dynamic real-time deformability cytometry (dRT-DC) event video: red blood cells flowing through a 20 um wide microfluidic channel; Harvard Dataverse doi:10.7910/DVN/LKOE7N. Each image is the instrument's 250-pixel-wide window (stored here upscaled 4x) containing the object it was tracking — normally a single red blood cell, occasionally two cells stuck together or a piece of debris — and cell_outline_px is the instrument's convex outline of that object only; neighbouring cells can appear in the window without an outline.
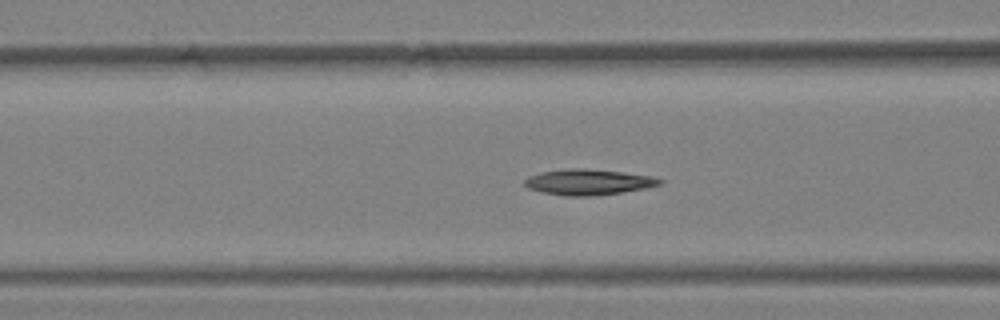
{"species": "Egyptian fruit bat (a non-hibernating species)", "species_latin": "Rousettus aegyptiacus", "temperature_condition": "warm", "stored_images_in_passage": 46, "camera_frame_rate_fps": 3000, "um_per_image_px": 0.085, "animal": {"sex": "female"}, "frame": {"image": 1, "passage_image": 10, "time_ms": 3.0, "image_size_px": [1000, 320], "cell_outline_px": [[664, 180], [660, 184], [644, 188], [620, 192], [592, 196], [564, 196], [544, 192], [528, 188], [524, 184], [524, 180], [528, 176], [544, 172], [572, 168], [576, 168], [624, 172], [652, 176]], "centroid_in_image_um": [50.0, 15.48], "position_along_channel_um": 116.6, "area_um2": 19.88}}
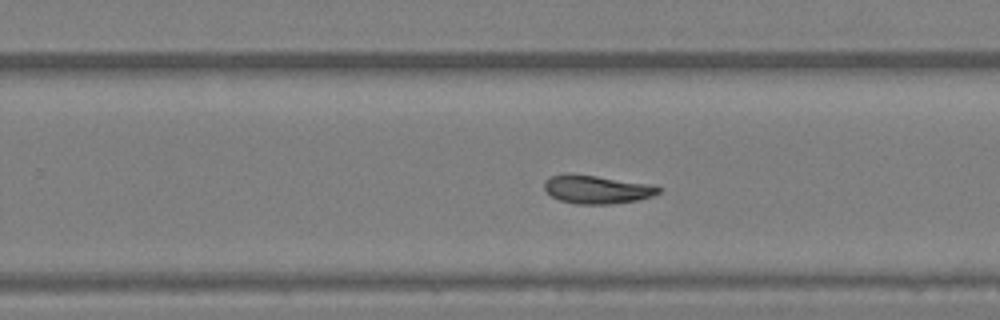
{"frame": {"image": 2, "passage_image": 24, "time_ms": 7.667, "image_size_px": [1000, 320], "cell_outline_px": [[660, 192], [652, 196], [636, 200], [608, 204], [576, 204], [560, 200], [552, 196], [544, 188], [544, 180], [552, 176], [596, 176], [644, 184], [660, 188]], "centroid_in_image_um": [50.71, 16.14], "position_along_channel_um": 279.1, "area_um2": 17.86}}
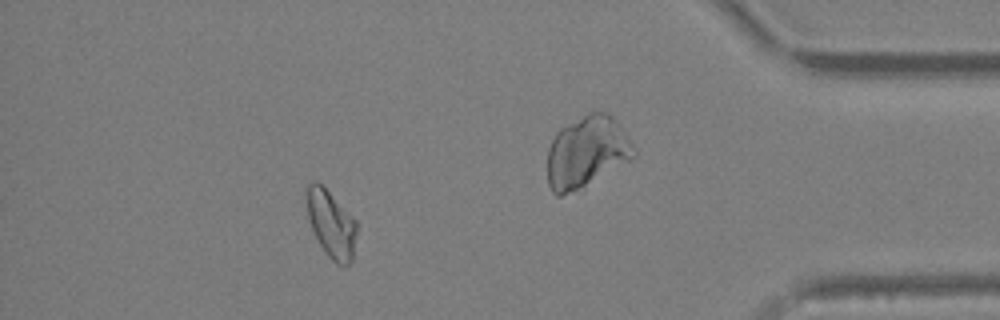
{"frame": {"image": 3, "passage_image": 39, "time_ms": 12.667, "image_size_px": [1000, 320], "cell_outline_px": [[356, 232], [352, 260], [344, 268], [336, 264], [328, 256], [320, 244], [312, 228], [308, 216], [304, 188], [312, 180], [316, 180], [356, 220]], "centroid_in_image_um": [28.12, 19.04], "position_along_channel_um": 407.1, "area_um2": 19.48}, "authors_computed_cell_mechanics": {"area_um2": 19.4786, "velocity_mm_per_s": 3.4934, "shape_relaxation_time_tau1_ms": 7.7635, "shape_relaxation_time_tau2_ms": 4.6067, "deformation_change_tau1": 0.1762, "deformation_change_tau2": 0.0884}}